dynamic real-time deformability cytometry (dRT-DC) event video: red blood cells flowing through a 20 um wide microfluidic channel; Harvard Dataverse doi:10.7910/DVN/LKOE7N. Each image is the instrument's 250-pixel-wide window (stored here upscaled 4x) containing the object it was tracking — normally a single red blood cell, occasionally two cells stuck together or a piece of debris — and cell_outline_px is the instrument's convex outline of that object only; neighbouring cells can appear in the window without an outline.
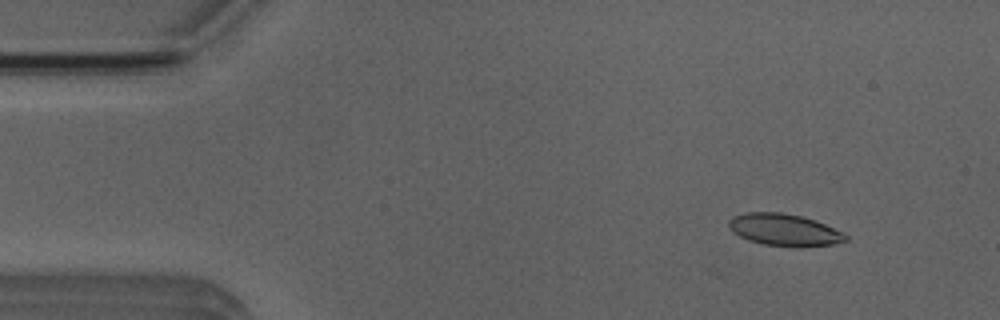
{"species": "Egyptian fruit bat (a non-hibernating species)", "species_latin": "Rousettus aegyptiacus", "temperature_condition": "room temperature", "stored_images_in_passage": 6, "camera_frame_rate_fps": 3000, "um_per_image_px": 0.085, "animal": {"sex": "male"}, "frame": {"image": 1, "passage_image": 1, "time_ms": 0.0, "image_size_px": [1000, 320], "cell_outline_px": [[848, 240], [836, 244], [804, 248], [796, 248], [764, 244], [748, 240], [732, 232], [728, 228], [728, 220], [732, 216], [744, 212], [780, 212], [800, 216], [816, 220], [844, 232], [848, 236]], "centroid_in_image_um": [66.69, 19.55], "position_along_channel_um": 18.3, "area_um2": 22.37}}